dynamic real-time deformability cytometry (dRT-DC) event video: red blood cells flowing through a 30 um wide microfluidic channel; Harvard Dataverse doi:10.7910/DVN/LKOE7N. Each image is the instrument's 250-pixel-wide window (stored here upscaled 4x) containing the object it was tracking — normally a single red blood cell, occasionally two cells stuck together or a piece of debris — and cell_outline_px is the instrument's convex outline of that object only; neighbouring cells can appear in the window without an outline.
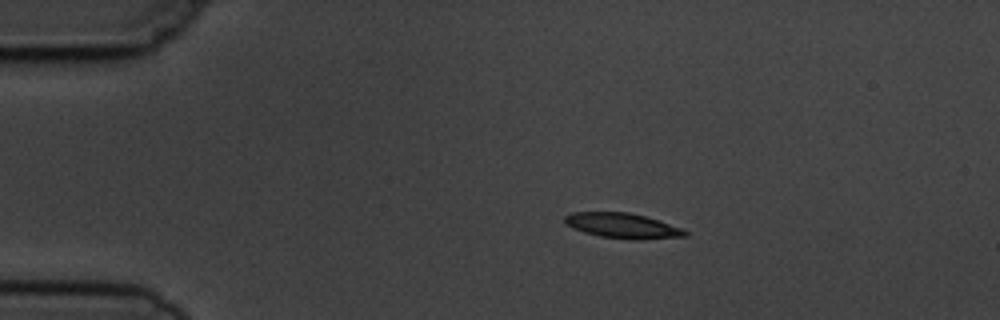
{"species": "common noctule bat (a hibernating species)", "species_latin": "Nyctalus noctula", "temperature_condition": "cold", "stored_images_in_passage": 9, "camera_frame_rate_fps": 3000, "um_per_image_px": 0.085, "animal": {"sex": "male", "body_mass_g": 19.5, "forearm_length_mm": 54.6}, "frame": {"image": 1, "passage_image": 1, "time_ms": 0.0, "image_size_px": [1000, 320], "cell_outline_px": [[688, 236], [640, 240], [628, 240], [600, 236], [584, 232], [572, 228], [564, 224], [564, 216], [572, 212], [628, 212], [644, 216], [684, 228], [688, 232]], "centroid_in_image_um": [52.92, 19.19], "position_along_channel_um": 32.1, "area_um2": 17.86}}
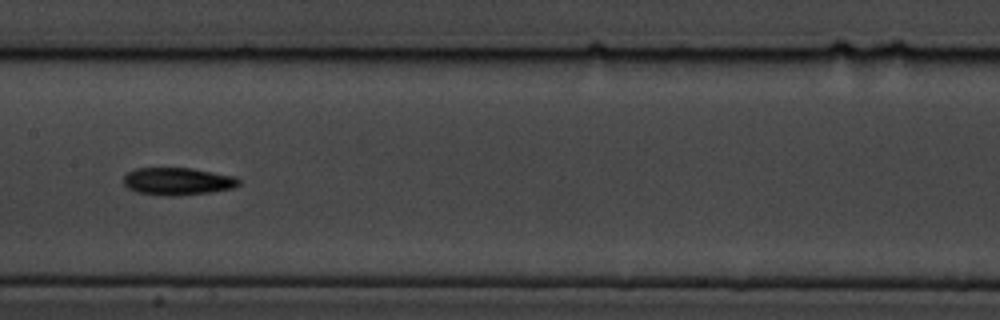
{"frame": {"image": 2, "passage_image": 6, "time_ms": 5.667, "image_size_px": [1000, 320], "cell_outline_px": [[240, 184], [232, 188], [208, 192], [176, 196], [164, 196], [136, 192], [128, 188], [124, 184], [124, 176], [128, 172], [136, 168], [192, 168], [236, 176], [240, 180]], "centroid_in_image_um": [15.1, 15.41], "position_along_channel_um": 192.3, "area_um2": 18.5}}
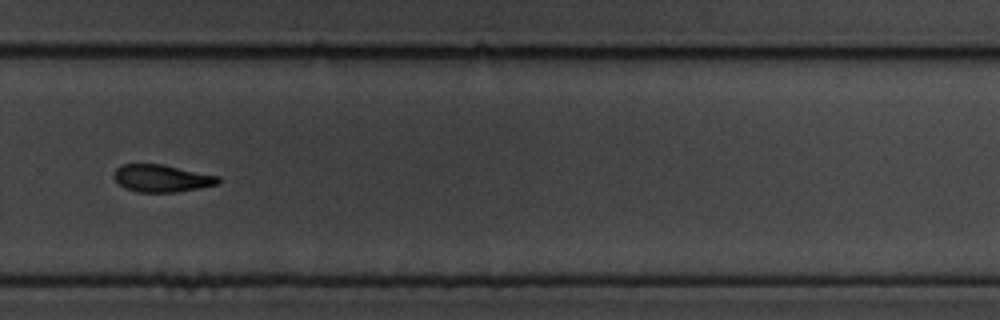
{"frame": {"image": 3, "passage_image": 9, "time_ms": 9.0, "image_size_px": [1000, 320], "cell_outline_px": [[220, 180], [216, 184], [176, 192], [136, 192], [124, 188], [112, 176], [116, 168], [120, 164], [164, 164], [220, 176]], "centroid_in_image_um": [13.71, 15.14], "position_along_channel_um": 316.1, "area_um2": 16.65}}